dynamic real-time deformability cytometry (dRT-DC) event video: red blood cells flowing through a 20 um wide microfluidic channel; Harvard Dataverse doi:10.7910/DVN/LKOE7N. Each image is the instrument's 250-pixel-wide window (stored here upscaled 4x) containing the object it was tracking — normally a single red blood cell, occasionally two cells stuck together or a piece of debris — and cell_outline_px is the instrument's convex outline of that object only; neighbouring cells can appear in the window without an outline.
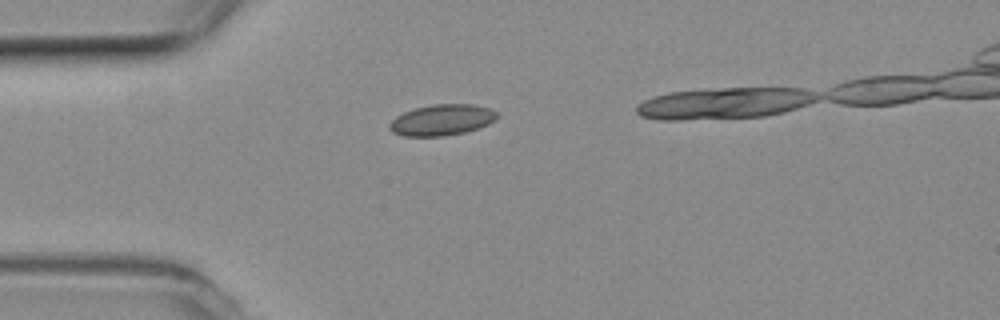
{"species": "common noctule bat (a hibernating species)", "species_latin": "Nyctalus noctula", "temperature_condition": "room temperature", "stored_images_in_passage": 31, "camera_frame_rate_fps": 3000, "um_per_image_px": 0.085, "animal": {"sex": "female", "body_mass_g": 19.3, "forearm_length_mm": 54.1}, "frame": {"image": 1, "passage_image": 1, "time_ms": 0.0, "image_size_px": [1000, 320], "cell_outline_px": [[496, 116], [488, 124], [464, 132], [444, 136], [404, 136], [392, 132], [388, 128], [388, 124], [396, 116], [404, 112], [416, 108], [432, 104], [472, 104], [488, 108], [496, 112]], "centroid_in_image_um": [37.49, 10.2], "position_along_channel_um": 47.5, "area_um2": 19.19}}
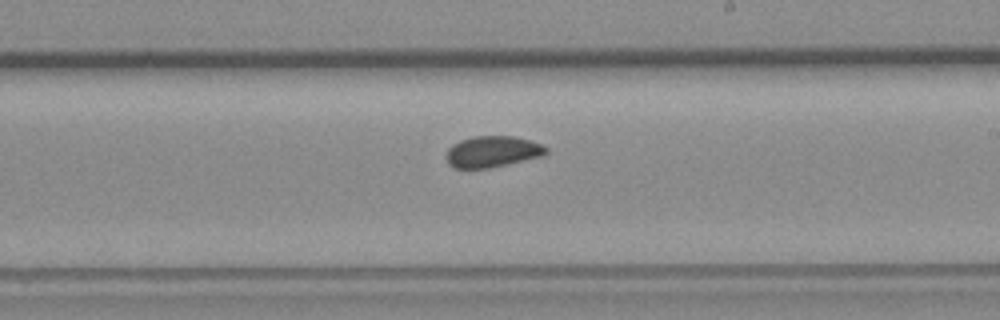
{"frame": {"image": 2, "passage_image": 18, "time_ms": 5.667, "image_size_px": [1000, 320], "cell_outline_px": [[548, 152], [544, 156], [488, 168], [452, 168], [448, 164], [448, 148], [452, 144], [460, 140], [472, 136], [516, 136], [540, 144], [548, 148]], "centroid_in_image_um": [41.87, 12.88], "position_along_channel_um": 247.1, "area_um2": 18.15}}
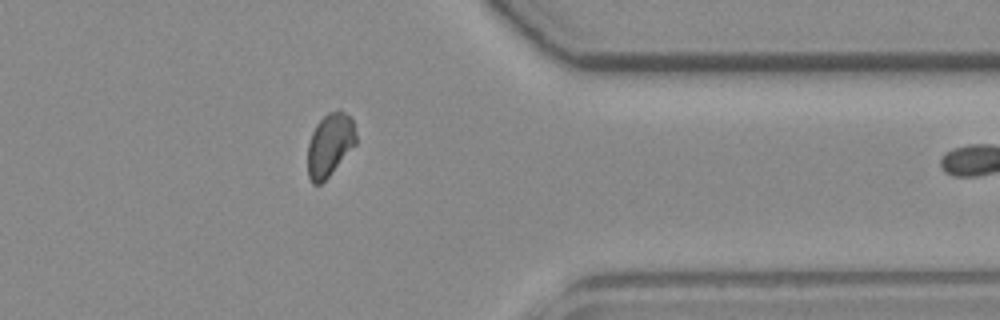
{"frame": {"image": 3, "passage_image": 30, "time_ms": 9.667, "image_size_px": [1000, 320], "cell_outline_px": [[356, 144], [328, 176], [320, 184], [312, 184], [308, 176], [308, 144], [312, 132], [316, 124], [328, 112], [340, 108], [352, 120], [356, 132]], "centroid_in_image_um": [28.03, 12.28], "position_along_channel_um": 383.4, "area_um2": 17.63}}